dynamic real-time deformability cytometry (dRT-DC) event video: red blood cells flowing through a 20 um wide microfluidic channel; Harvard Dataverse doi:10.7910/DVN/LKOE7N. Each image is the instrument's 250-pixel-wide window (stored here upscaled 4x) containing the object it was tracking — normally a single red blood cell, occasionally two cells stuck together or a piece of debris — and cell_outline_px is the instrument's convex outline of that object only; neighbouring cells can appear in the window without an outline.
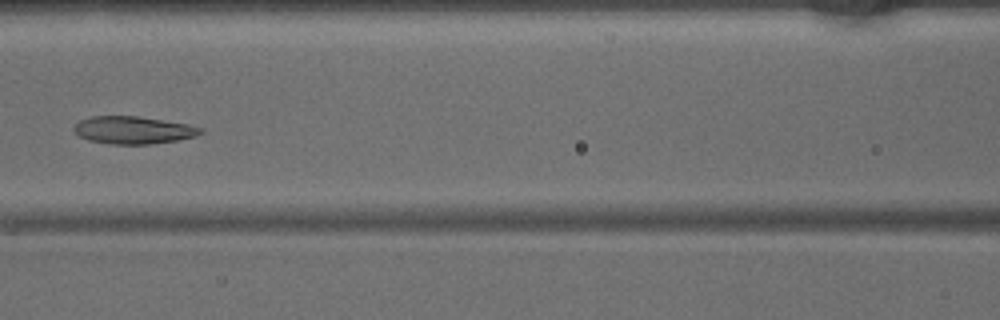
{"species": "common noctule bat (a hibernating species)", "species_latin": "Nyctalus noctula", "temperature_condition": "warm", "stored_images_in_passage": 43, "camera_frame_rate_fps": 3000, "um_per_image_px": 0.085, "animal": {"sex": "male", "body_mass_g": 15.6}, "frame": {"image": 1, "passage_image": 18, "time_ms": 5.667, "image_size_px": [1000, 320], "cell_outline_px": [[204, 132], [196, 136], [176, 140], [148, 144], [112, 144], [88, 140], [80, 136], [72, 128], [80, 120], [92, 116], [136, 116], [188, 124], [204, 128]], "centroid_in_image_um": [11.34, 11.05], "position_along_channel_um": 155.3, "area_um2": 20.17}}
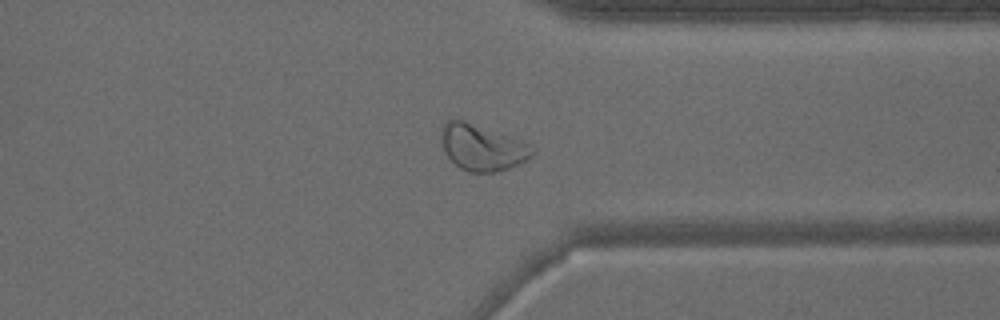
{"frame": {"image": 2, "passage_image": 33, "time_ms": 10.667, "image_size_px": [1000, 320], "cell_outline_px": [[536, 152], [532, 156], [508, 168], [492, 172], [468, 172], [460, 168], [444, 152], [440, 140], [440, 128], [448, 120], [464, 120], [508, 136], [528, 144], [536, 148]], "centroid_in_image_um": [40.93, 12.53], "position_along_channel_um": 370.5, "area_um2": 24.16}}
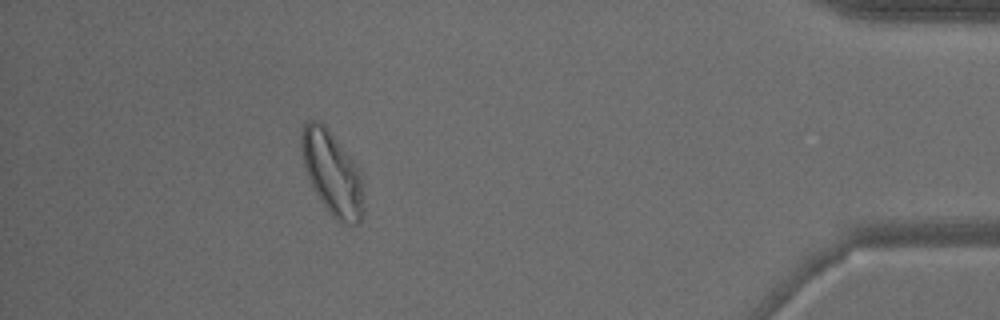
{"frame": {"image": 3, "passage_image": 39, "time_ms": 12.667, "image_size_px": [1000, 320], "cell_outline_px": [[364, 212], [360, 220], [356, 224], [344, 224], [336, 220], [328, 212], [320, 200], [308, 176], [304, 164], [300, 148], [300, 132], [304, 124], [308, 120], [320, 120], [324, 124], [352, 160], [364, 176]], "centroid_in_image_um": [28.26, 14.73], "position_along_channel_um": 406.9, "area_um2": 30.58}}